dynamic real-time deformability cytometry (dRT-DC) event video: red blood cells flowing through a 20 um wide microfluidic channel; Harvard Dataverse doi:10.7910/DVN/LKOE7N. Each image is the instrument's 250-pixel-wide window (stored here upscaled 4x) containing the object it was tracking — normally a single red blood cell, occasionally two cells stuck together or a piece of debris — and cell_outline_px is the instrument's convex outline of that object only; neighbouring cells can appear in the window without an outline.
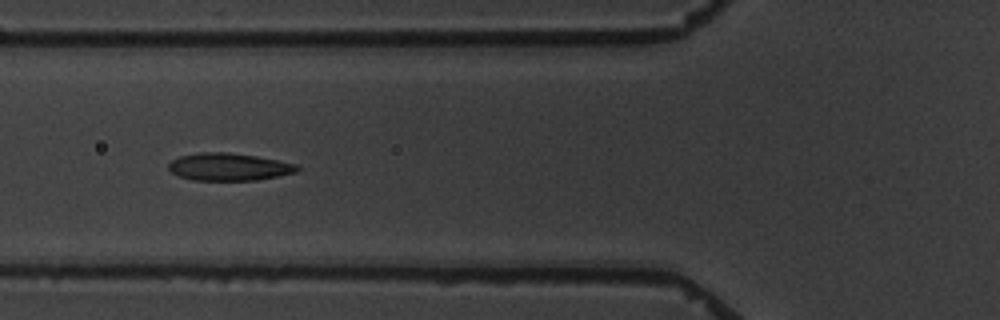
{"species": "common noctule bat (a hibernating species)", "species_latin": "Nyctalus noctula", "temperature_condition": "warm", "stored_images_in_passage": 2, "camera_frame_rate_fps": 3000, "um_per_image_px": 0.085, "animal": {"sex": "male", "body_mass_g": 19.5, "forearm_length_mm": 54.6}, "frame": {"image": 1, "passage_image": 2, "time_ms": 1.0, "image_size_px": [1000, 320], "cell_outline_px": [[300, 168], [296, 172], [256, 180], [192, 180], [180, 176], [172, 172], [168, 168], [168, 164], [172, 160], [180, 156], [200, 152], [224, 152], [256, 156], [296, 164]], "centroid_in_image_um": [19.43, 14.18], "position_along_channel_um": 106.4, "area_um2": 20.35}}